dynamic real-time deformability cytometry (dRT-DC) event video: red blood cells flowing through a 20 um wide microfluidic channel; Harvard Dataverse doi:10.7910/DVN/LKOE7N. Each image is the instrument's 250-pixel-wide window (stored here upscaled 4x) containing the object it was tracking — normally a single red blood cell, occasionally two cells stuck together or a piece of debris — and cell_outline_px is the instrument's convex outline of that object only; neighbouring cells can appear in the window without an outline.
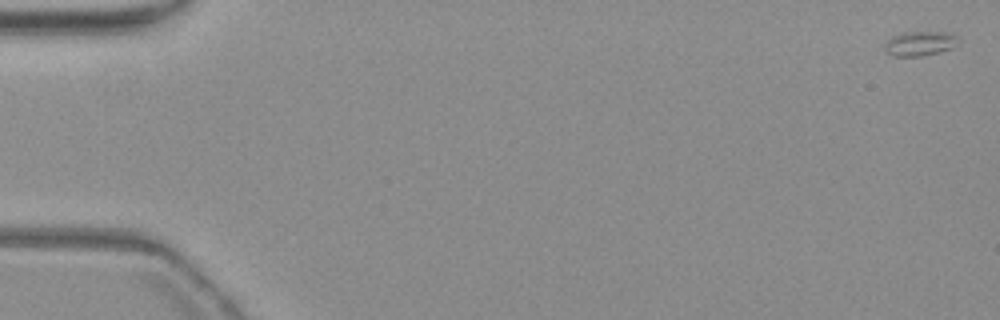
{"species": "common noctule bat (a hibernating species)", "species_latin": "Nyctalus noctula", "temperature_condition": "warm", "stored_images_in_passage": 4, "camera_frame_rate_fps": 3000, "um_per_image_px": 0.085, "animal": {"sex": "female", "body_mass_g": 19.3, "forearm_length_mm": 54.1}, "frame": {"image": 1, "passage_image": 1, "time_ms": 0.0, "image_size_px": [1000, 320], "cell_outline_px": [[956, 36], [952, 48], [920, 56], [892, 56], [884, 52], [884, 44], [892, 36], [904, 32], [944, 32]], "centroid_in_image_um": [78.07, 3.7], "position_along_channel_um": 6.9, "area_um2": 10.23}}